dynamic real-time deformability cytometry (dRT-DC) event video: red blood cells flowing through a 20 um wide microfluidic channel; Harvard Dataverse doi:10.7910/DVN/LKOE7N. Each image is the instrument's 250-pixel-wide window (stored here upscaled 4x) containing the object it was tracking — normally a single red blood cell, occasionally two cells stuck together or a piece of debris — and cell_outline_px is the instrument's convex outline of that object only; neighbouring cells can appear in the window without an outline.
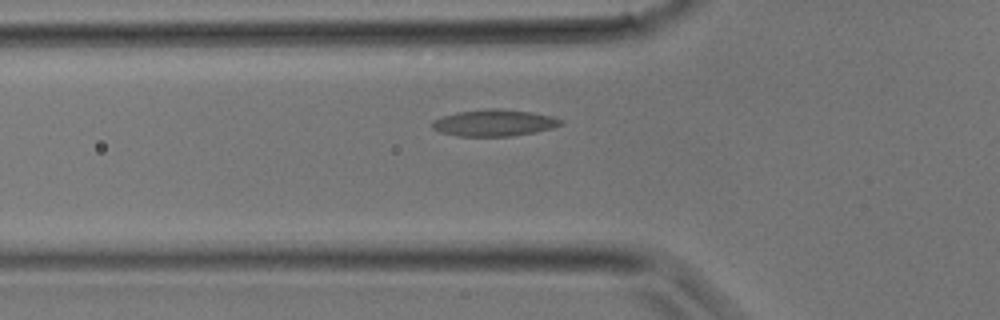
{"species": "common noctule bat (a hibernating species)", "species_latin": "Nyctalus noctula", "temperature_condition": "room temperature", "stored_images_in_passage": 26, "camera_frame_rate_fps": 3000, "um_per_image_px": 0.085, "animal": {"sex": "male", "body_mass_g": 17.9}, "frame": {"image": 1, "passage_image": 2, "time_ms": 0.333, "image_size_px": [1000, 320], "cell_outline_px": [[564, 124], [552, 128], [536, 132], [512, 136], [456, 136], [440, 132], [432, 128], [432, 120], [456, 112], [492, 108], [532, 112], [552, 116], [564, 120]], "centroid_in_image_um": [42.03, 10.45], "position_along_channel_um": 83.8, "area_um2": 20.0}}
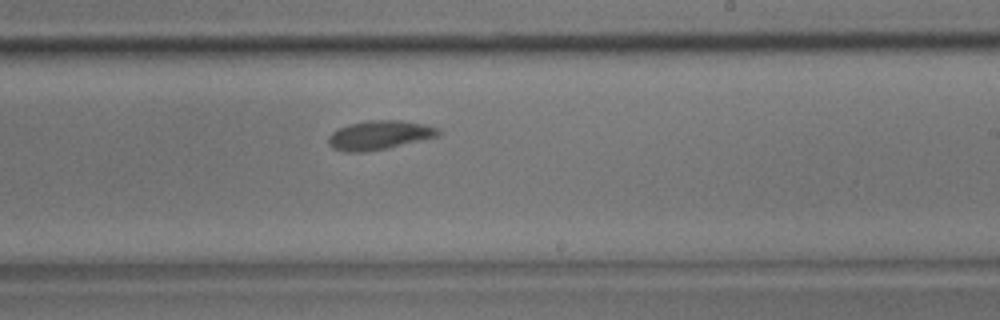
{"frame": {"image": 2, "passage_image": 11, "time_ms": 3.333, "image_size_px": [1000, 320], "cell_outline_px": [[440, 136], [384, 148], [364, 152], [344, 152], [332, 148], [328, 144], [328, 136], [336, 128], [348, 124], [368, 120], [400, 120], [424, 124], [436, 128], [440, 132]], "centroid_in_image_um": [32.18, 11.48], "position_along_channel_um": 256.8, "area_um2": 18.55}}
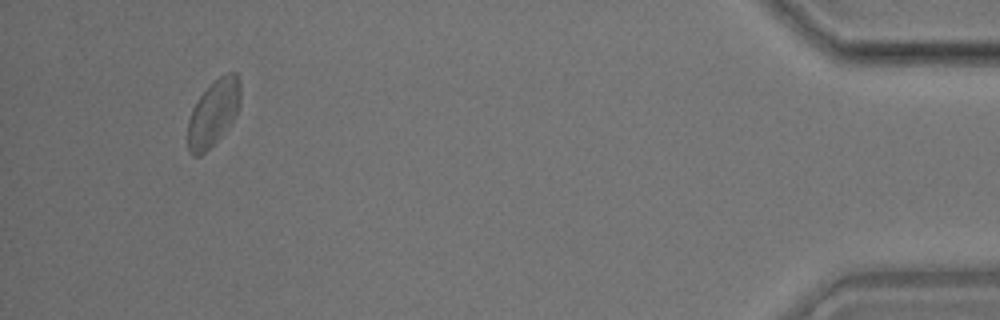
{"frame": {"image": 3, "passage_image": 23, "time_ms": 7.333, "image_size_px": [1000, 320], "cell_outline_px": [[240, 104], [236, 116], [220, 136], [200, 156], [192, 156], [188, 152], [188, 120], [192, 108], [200, 96], [220, 76], [228, 72], [236, 72], [240, 80]], "centroid_in_image_um": [18.14, 9.6], "position_along_channel_um": 417.1, "area_um2": 20.06}}